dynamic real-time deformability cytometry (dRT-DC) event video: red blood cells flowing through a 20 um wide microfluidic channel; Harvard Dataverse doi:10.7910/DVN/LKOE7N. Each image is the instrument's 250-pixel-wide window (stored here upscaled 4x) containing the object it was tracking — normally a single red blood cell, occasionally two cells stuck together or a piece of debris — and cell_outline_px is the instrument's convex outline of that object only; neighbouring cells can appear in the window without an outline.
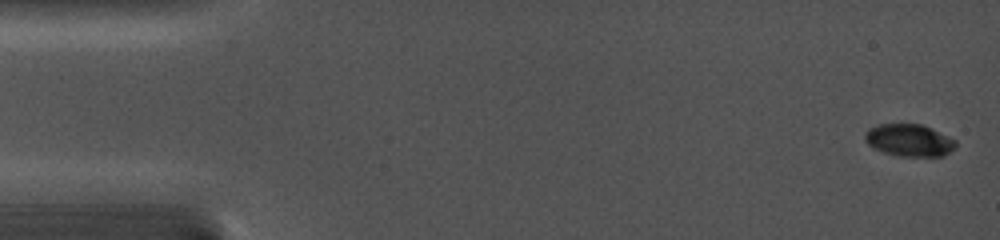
{"species": "common noctule bat (a hibernating species)", "species_latin": "Nyctalus noctula", "temperature_condition": "cold", "stored_images_in_passage": 32, "camera_frame_rate_fps": 5000, "um_per_image_px": 0.085, "animal": {"sex": "female", "body_mass_g": 19.0, "forearm_length_mm": 56.7}, "frame": {"image": 1, "passage_image": 1, "time_ms": 0.0, "image_size_px": [1000, 240], "cell_outline_px": [[956, 148], [944, 156], [896, 156], [872, 148], [864, 140], [864, 132], [868, 128], [880, 124], [920, 124], [932, 128], [956, 140]], "centroid_in_image_um": [77.27, 11.92], "position_along_channel_um": 7.7, "area_um2": 17.28}}
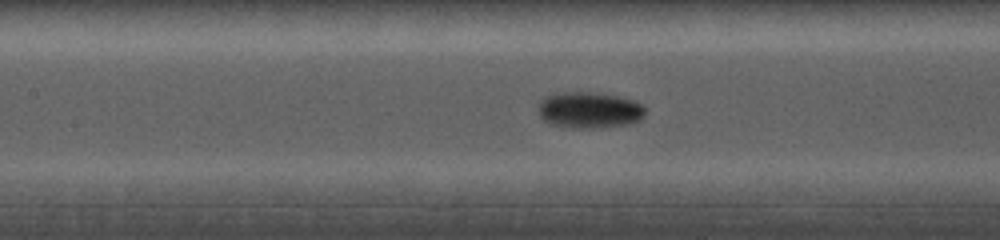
{"frame": {"image": 2, "passage_image": 16, "time_ms": 7.2, "image_size_px": [1000, 240], "cell_outline_px": [[644, 116], [640, 120], [632, 124], [592, 128], [572, 128], [552, 124], [544, 120], [540, 116], [540, 100], [544, 96], [552, 92], [604, 92], [632, 100], [640, 104], [644, 108]], "centroid_in_image_um": [50.09, 9.34], "position_along_channel_um": 157.3, "area_um2": 22.83}}
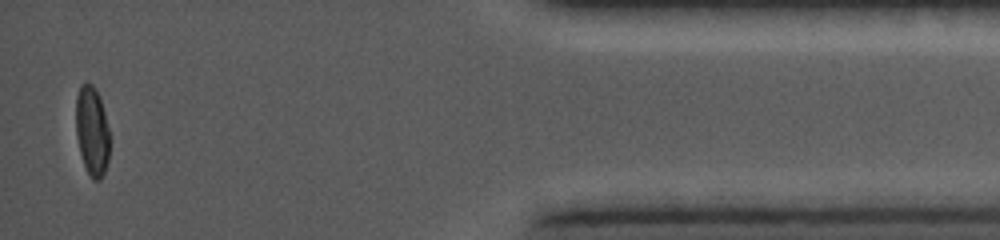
{"frame": {"image": 3, "passage_image": 32, "time_ms": 15.2, "image_size_px": [1000, 240], "cell_outline_px": [[108, 160], [104, 172], [100, 180], [92, 180], [84, 164], [80, 152], [76, 136], [76, 96], [80, 84], [84, 80], [92, 84], [100, 96], [108, 128]], "centroid_in_image_um": [7.8, 11.08], "position_along_channel_um": 427.4, "area_um2": 17.57}}